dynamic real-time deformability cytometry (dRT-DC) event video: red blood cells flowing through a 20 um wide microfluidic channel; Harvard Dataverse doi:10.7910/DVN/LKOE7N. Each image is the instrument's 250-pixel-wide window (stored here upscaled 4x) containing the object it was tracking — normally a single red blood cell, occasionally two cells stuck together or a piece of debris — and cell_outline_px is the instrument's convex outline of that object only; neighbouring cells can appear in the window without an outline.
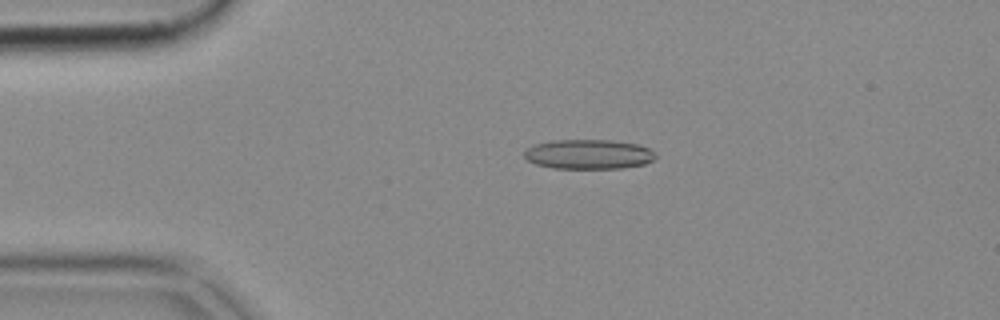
{"species": "common noctule bat (a hibernating species)", "species_latin": "Nyctalus noctula", "temperature_condition": "cold", "stored_images_in_passage": 52, "camera_frame_rate_fps": 3000, "um_per_image_px": 0.085, "animal": {"sex": "female", "body_mass_g": 18.4}, "frame": {"image": 1, "passage_image": 11, "time_ms": 3.333, "image_size_px": [1000, 320], "cell_outline_px": [[656, 156], [652, 160], [644, 164], [620, 168], [556, 168], [536, 164], [528, 160], [524, 156], [524, 152], [528, 148], [536, 144], [552, 140], [612, 140], [640, 144], [648, 148]], "centroid_in_image_um": [50.03, 13.1], "position_along_channel_um": 35.0, "area_um2": 22.48}}
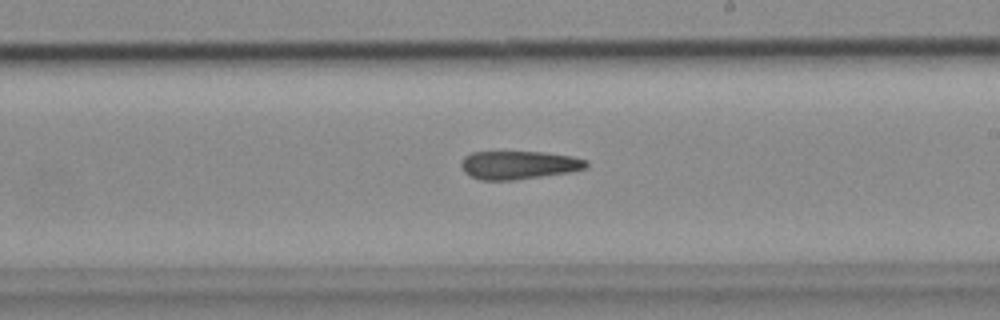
{"frame": {"image": 2, "passage_image": 30, "time_ms": 9.667, "image_size_px": [1000, 320], "cell_outline_px": [[588, 164], [584, 168], [568, 172], [512, 180], [480, 180], [464, 172], [460, 164], [464, 156], [472, 152], [544, 152], [572, 156], [588, 160]], "centroid_in_image_um": [44.07, 14.01], "position_along_channel_um": 244.9, "area_um2": 20.46}}
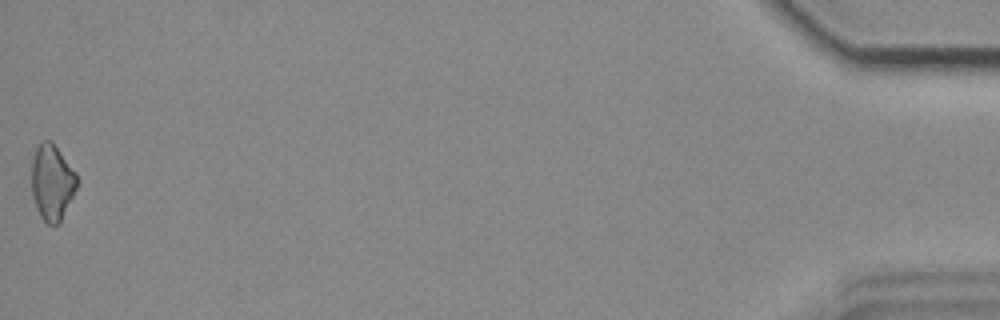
{"frame": {"image": 3, "passage_image": 52, "time_ms": 17.0, "image_size_px": [1000, 320], "cell_outline_px": [[76, 188], [60, 224], [48, 224], [40, 216], [36, 208], [32, 192], [32, 160], [36, 148], [40, 140], [52, 140], [76, 172]], "centroid_in_image_um": [4.42, 15.47], "position_along_channel_um": 430.8, "area_um2": 20.06}}